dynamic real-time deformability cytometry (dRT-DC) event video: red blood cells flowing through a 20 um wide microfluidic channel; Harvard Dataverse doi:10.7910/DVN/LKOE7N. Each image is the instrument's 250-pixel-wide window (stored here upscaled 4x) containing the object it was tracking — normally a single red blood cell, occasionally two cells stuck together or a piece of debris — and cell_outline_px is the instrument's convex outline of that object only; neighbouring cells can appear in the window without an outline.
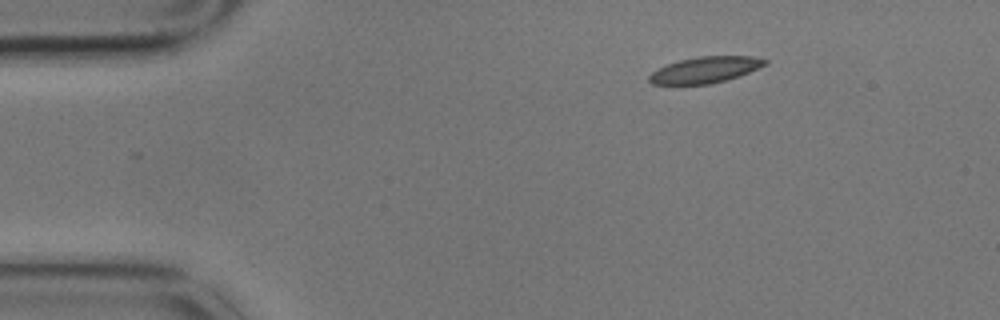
{"species": "common noctule bat (a hibernating species)", "species_latin": "Nyctalus noctula", "temperature_condition": "cold", "stored_images_in_passage": 2, "camera_frame_rate_fps": 3000, "um_per_image_px": 0.085, "animal": {"sex": "male", "body_mass_g": 17.9}, "frame": {"image": 1, "passage_image": 2, "time_ms": 0.333, "image_size_px": [1000, 320], "cell_outline_px": [[768, 64], [748, 72], [724, 80], [708, 84], [652, 84], [648, 80], [648, 76], [652, 72], [668, 64], [680, 60], [700, 56], [752, 56], [768, 60]], "centroid_in_image_um": [59.94, 5.93], "position_along_channel_um": 25.1, "area_um2": 17.34}}